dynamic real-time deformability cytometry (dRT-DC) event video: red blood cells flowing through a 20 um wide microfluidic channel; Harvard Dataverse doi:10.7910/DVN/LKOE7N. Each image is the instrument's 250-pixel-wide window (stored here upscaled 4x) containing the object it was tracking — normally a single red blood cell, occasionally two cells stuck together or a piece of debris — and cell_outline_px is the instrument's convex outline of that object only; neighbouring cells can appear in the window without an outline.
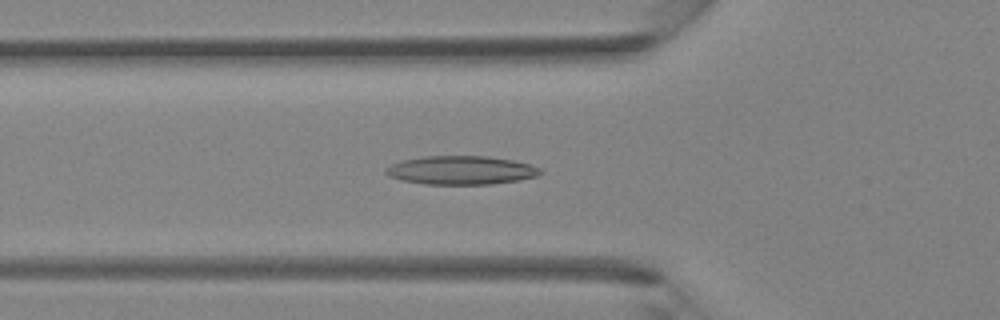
{"species": "Egyptian fruit bat (a non-hibernating species)", "species_latin": "Rousettus aegyptiacus", "temperature_condition": "room temperature", "stored_images_in_passage": 43, "camera_frame_rate_fps": 3000, "um_per_image_px": 0.085, "animal": {"sex": "female"}, "frame": {"image": 1, "passage_image": 15, "time_ms": 4.667, "image_size_px": [1000, 320], "cell_outline_px": [[544, 172], [536, 176], [520, 180], [492, 184], [424, 184], [400, 180], [388, 176], [384, 172], [384, 168], [400, 160], [424, 156], [488, 156], [512, 160], [532, 164], [540, 168]], "centroid_in_image_um": [39.18, 14.47], "position_along_channel_um": 86.6, "area_um2": 26.07}}
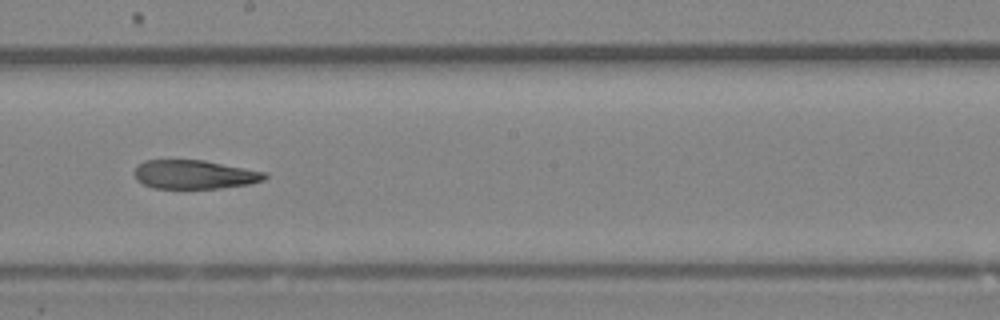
{"frame": {"image": 2, "passage_image": 24, "time_ms": 7.667, "image_size_px": [1000, 320], "cell_outline_px": [[268, 176], [264, 180], [248, 184], [220, 188], [152, 188], [136, 180], [136, 164], [144, 160], [204, 160], [268, 172]], "centroid_in_image_um": [16.55, 14.82], "position_along_channel_um": 231.6, "area_um2": 21.96}}
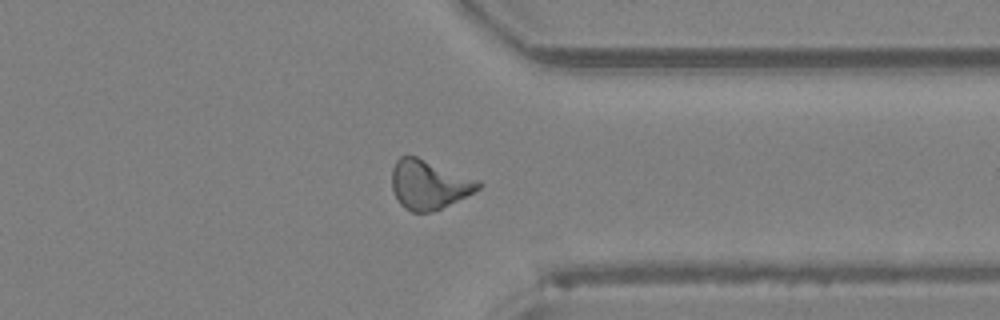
{"frame": {"image": 3, "passage_image": 33, "time_ms": 10.667, "image_size_px": [1000, 320], "cell_outline_px": [[484, 184], [480, 188], [432, 212], [412, 212], [404, 208], [400, 204], [392, 188], [392, 168], [396, 160], [400, 156], [416, 156], [480, 180]], "centroid_in_image_um": [36.44, 15.67], "position_along_channel_um": 375.0, "area_um2": 24.51}}